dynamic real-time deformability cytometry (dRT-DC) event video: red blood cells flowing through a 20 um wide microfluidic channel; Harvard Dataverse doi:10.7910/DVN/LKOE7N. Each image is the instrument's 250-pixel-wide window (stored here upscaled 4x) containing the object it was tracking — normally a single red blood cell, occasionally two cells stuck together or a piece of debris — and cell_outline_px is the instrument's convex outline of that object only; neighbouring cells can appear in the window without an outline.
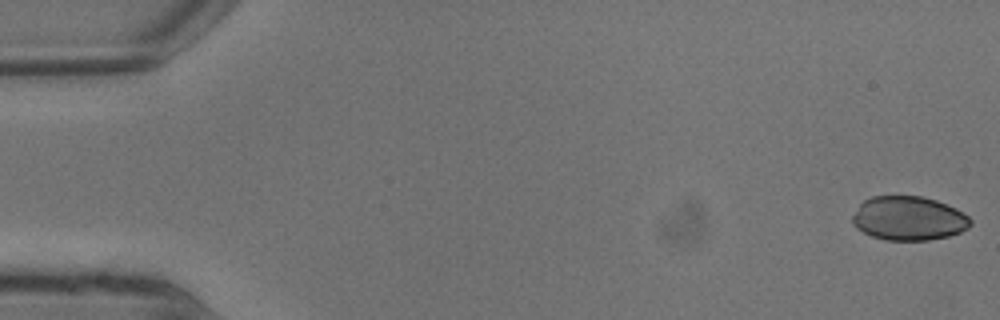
{"species": "common noctule bat (a hibernating species)", "species_latin": "Nyctalus noctula", "temperature_condition": "warm", "stored_images_in_passage": 6, "camera_frame_rate_fps": 3000, "um_per_image_px": 0.085, "animal": {"sex": "male", "body_mass_g": 13.3}, "frame": {"image": 1, "passage_image": 1, "time_ms": 0.0, "image_size_px": [1000, 320], "cell_outline_px": [[972, 224], [968, 228], [960, 232], [948, 236], [928, 240], [884, 240], [872, 236], [856, 228], [852, 224], [852, 216], [860, 204], [864, 200], [872, 196], [924, 196], [936, 200], [956, 208], [968, 216], [972, 220]], "centroid_in_image_um": [77.24, 18.56], "position_along_channel_um": 7.8, "area_um2": 30.4}}
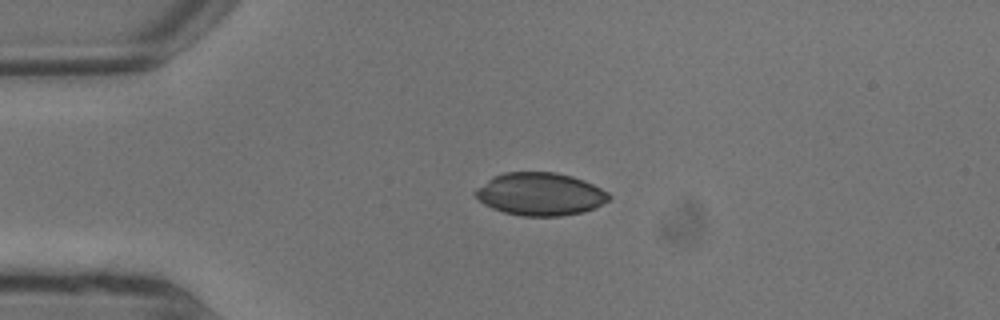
{"frame": {"image": 2, "passage_image": 5, "time_ms": 1.333, "image_size_px": [1000, 320], "cell_outline_px": [[612, 196], [608, 200], [596, 208], [584, 212], [560, 216], [524, 216], [504, 212], [492, 208], [484, 204], [472, 192], [476, 188], [492, 176], [504, 172], [556, 172], [572, 176], [584, 180], [608, 192]], "centroid_in_image_um": [45.91, 16.49], "position_along_channel_um": 39.1, "area_um2": 33.47}}